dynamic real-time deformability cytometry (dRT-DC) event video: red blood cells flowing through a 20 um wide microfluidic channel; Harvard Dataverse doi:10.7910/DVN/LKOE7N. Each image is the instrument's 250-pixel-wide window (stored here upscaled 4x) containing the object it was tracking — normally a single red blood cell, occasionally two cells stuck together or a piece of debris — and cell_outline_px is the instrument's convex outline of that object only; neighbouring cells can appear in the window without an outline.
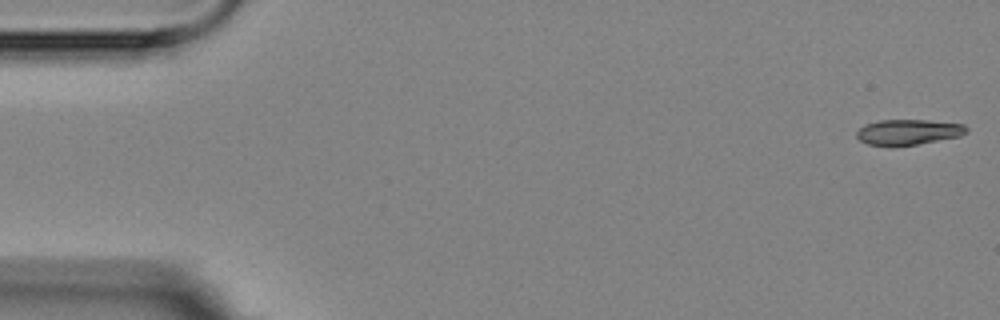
{"species": "Egyptian fruit bat (a non-hibernating species)", "species_latin": "Rousettus aegyptiacus", "temperature_condition": "room temperature", "stored_images_in_passage": 5, "camera_frame_rate_fps": 3000, "um_per_image_px": 0.085, "animal": {"sex": "female"}, "frame": {"image": 1, "passage_image": 1, "time_ms": 0.0, "image_size_px": [1000, 320], "cell_outline_px": [[968, 132], [960, 136], [916, 144], [892, 148], [868, 144], [860, 140], [856, 136], [856, 132], [864, 124], [880, 120], [928, 120], [964, 124], [968, 128]], "centroid_in_image_um": [77.17, 11.24], "position_along_channel_um": 7.8, "area_um2": 16.59}}
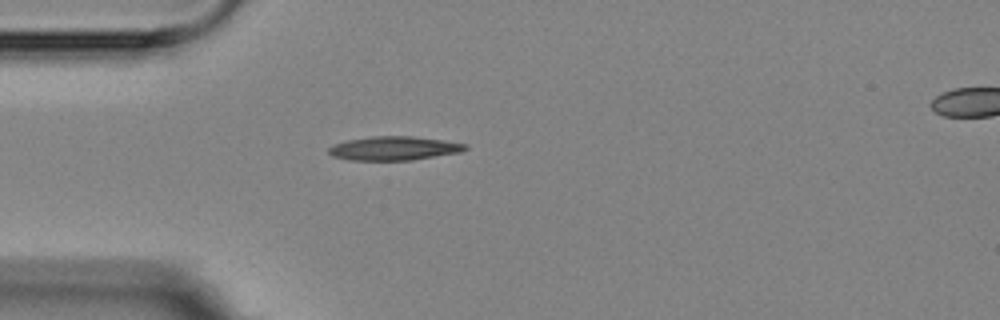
{"frame": {"image": 2, "passage_image": 4, "time_ms": 4.667, "image_size_px": [1000, 320], "cell_outline_px": [[468, 148], [460, 152], [412, 160], [352, 160], [332, 156], [328, 152], [328, 148], [336, 144], [348, 140], [372, 136], [412, 136], [444, 140], [468, 144]], "centroid_in_image_um": [33.52, 12.6], "position_along_channel_um": 51.5, "area_um2": 18.9}}